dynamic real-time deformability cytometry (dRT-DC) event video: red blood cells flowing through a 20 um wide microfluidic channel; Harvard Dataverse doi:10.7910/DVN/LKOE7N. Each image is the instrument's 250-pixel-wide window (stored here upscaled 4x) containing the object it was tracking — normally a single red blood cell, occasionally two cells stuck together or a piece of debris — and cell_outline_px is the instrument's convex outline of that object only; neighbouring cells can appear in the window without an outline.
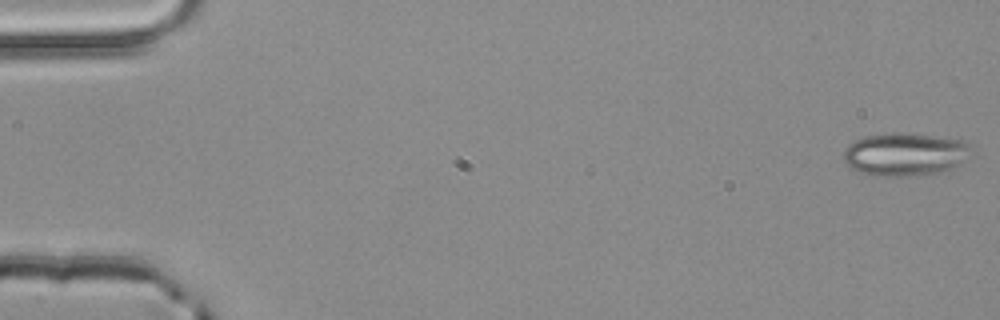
{"species": "common noctule bat (a hibernating species)", "species_latin": "Nyctalus noctula", "temperature_condition": "room temperature", "stored_images_in_passage": 3, "camera_frame_rate_fps": 3000, "um_per_image_px": 0.085, "animal": {"sex": "male", "body_mass_g": 20.4}, "frame": {"image": 1, "passage_image": 1, "time_ms": 0.0, "image_size_px": [1000, 320], "cell_outline_px": [[976, 156], [944, 172], [916, 176], [884, 176], [860, 172], [852, 168], [844, 160], [844, 148], [848, 144], [864, 136], [928, 136], [964, 140], [972, 144]], "centroid_in_image_um": [77.07, 13.17], "position_along_channel_um": 7.9, "area_um2": 31.56}}